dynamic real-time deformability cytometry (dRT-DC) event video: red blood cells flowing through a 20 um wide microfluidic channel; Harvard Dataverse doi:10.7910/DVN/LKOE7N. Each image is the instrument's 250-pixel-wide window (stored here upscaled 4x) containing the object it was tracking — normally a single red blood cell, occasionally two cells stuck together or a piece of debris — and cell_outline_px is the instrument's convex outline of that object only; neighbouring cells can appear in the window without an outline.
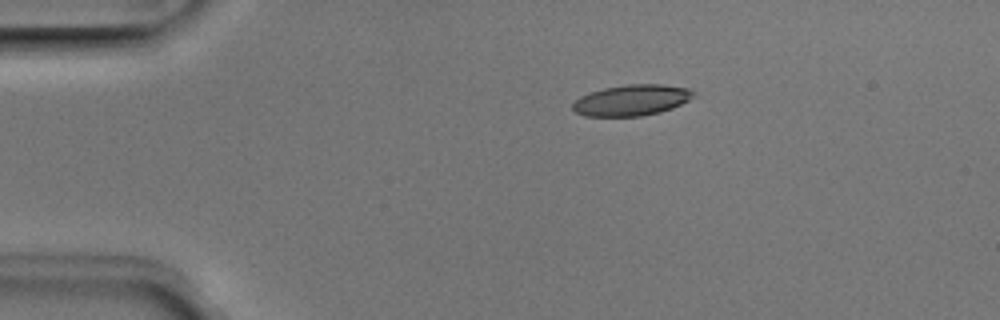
{"species": "Egyptian fruit bat (a non-hibernating species)", "species_latin": "Rousettus aegyptiacus", "temperature_condition": "room temperature", "stored_images_in_passage": 4, "camera_frame_rate_fps": 3000, "um_per_image_px": 0.085, "animal": {"sex": "male"}, "frame": {"image": 1, "passage_image": 3, "time_ms": 0.667, "image_size_px": [1000, 320], "cell_outline_px": [[696, 92], [688, 100], [672, 108], [660, 112], [640, 116], [584, 116], [576, 112], [572, 108], [572, 104], [580, 96], [604, 88], [624, 84], [664, 84], [688, 88]], "centroid_in_image_um": [53.68, 8.51], "position_along_channel_um": 31.3, "area_um2": 21.73}}